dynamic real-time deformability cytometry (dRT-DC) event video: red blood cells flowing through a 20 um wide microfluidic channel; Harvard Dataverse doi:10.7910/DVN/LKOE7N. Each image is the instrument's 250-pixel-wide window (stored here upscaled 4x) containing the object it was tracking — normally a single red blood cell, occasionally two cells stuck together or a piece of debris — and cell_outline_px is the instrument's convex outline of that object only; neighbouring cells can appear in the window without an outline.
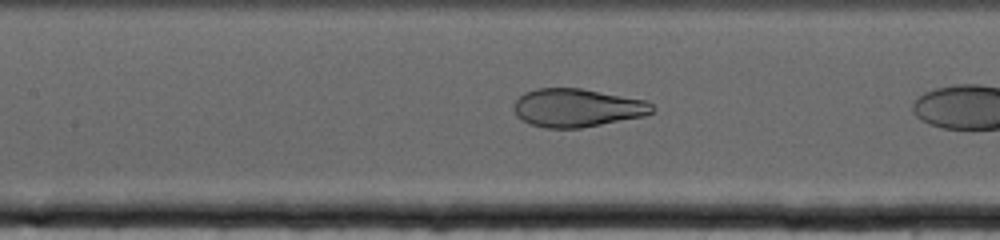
{"species": "human", "species_latin": "Homo sapiens", "temperature_condition": "cold", "stored_images_in_passage": 12, "camera_frame_rate_fps": 3000, "um_per_image_px": 0.085, "donor": {"sex": "female"}, "frame": {"image": 1, "passage_image": 9, "time_ms": 2.667, "image_size_px": [1000, 240], "cell_outline_px": [[656, 108], [652, 112], [644, 116], [580, 128], [544, 128], [532, 124], [516, 116], [512, 108], [512, 104], [524, 92], [536, 88], [580, 88], [648, 100]], "centroid_in_image_um": [49.05, 9.15], "position_along_channel_um": 158.3, "area_um2": 31.04}}